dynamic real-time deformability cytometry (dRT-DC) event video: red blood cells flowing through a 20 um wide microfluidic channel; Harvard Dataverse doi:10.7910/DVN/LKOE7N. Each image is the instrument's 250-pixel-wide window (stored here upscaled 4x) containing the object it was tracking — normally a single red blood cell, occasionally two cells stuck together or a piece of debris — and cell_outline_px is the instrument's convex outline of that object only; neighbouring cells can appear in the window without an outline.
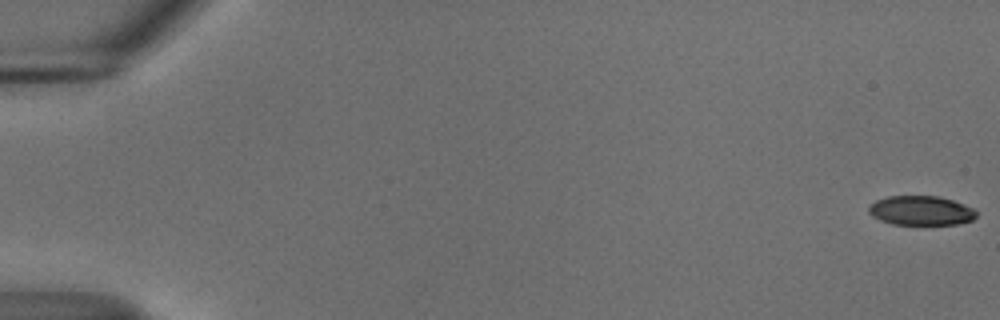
{"species": "common noctule bat (a hibernating species)", "species_latin": "Nyctalus noctula", "temperature_condition": "cold", "stored_images_in_passage": 56, "camera_frame_rate_fps": 3000, "um_per_image_px": 0.085, "animal": {"sex": "male", "body_mass_g": 18.8}, "frame": {"image": 1, "passage_image": 1, "time_ms": 0.0, "image_size_px": [1000, 320], "cell_outline_px": [[976, 216], [972, 220], [956, 224], [892, 224], [880, 220], [872, 216], [868, 212], [868, 204], [876, 200], [888, 196], [940, 196], [964, 204], [972, 208], [976, 212]], "centroid_in_image_um": [78.24, 17.89], "position_along_channel_um": 6.8, "area_um2": 18.44}}
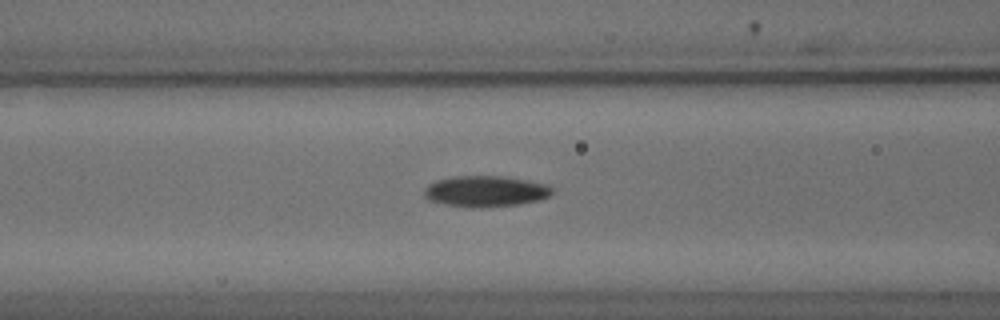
{"frame": {"image": 2, "passage_image": 24, "time_ms": 7.667, "image_size_px": [1000, 320], "cell_outline_px": [[552, 192], [548, 196], [540, 200], [516, 204], [444, 204], [428, 200], [424, 196], [424, 188], [428, 184], [436, 180], [452, 176], [504, 176], [528, 180], [548, 184], [552, 188]], "centroid_in_image_um": [41.27, 16.19], "position_along_channel_um": 125.3, "area_um2": 22.14}}
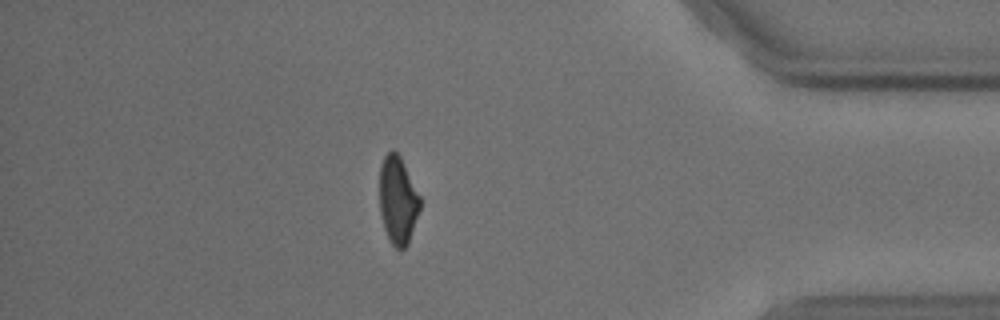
{"frame": {"image": 3, "passage_image": 49, "time_ms": 16.0, "image_size_px": [1000, 320], "cell_outline_px": [[420, 208], [408, 244], [404, 248], [396, 248], [388, 240], [384, 228], [380, 212], [380, 164], [384, 156], [392, 148], [400, 156], [420, 196]], "centroid_in_image_um": [33.8, 17.01], "position_along_channel_um": 401.4, "area_um2": 20.63}, "authors_computed_cell_mechanics": {"area_um2": 21.7328, "velocity_mm_per_s": 3.699, "shape_relaxation_time_tau1_ms": 4.7963, "shape_relaxation_time_tau2_ms": null, "deformation_change_tau1": 0.1469, "deformation_change_tau2": null}}